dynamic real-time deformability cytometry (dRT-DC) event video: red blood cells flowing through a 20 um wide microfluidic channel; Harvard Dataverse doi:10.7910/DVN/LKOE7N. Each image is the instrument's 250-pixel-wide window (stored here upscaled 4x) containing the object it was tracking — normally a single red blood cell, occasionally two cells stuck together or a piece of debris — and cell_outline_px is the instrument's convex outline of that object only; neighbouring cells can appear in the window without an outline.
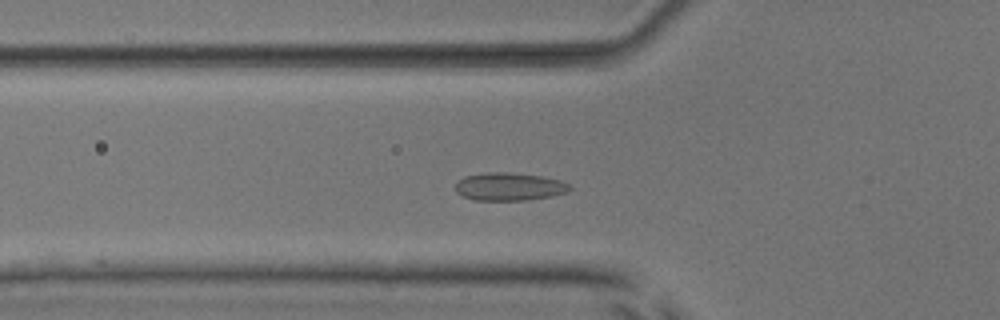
{"species": "common noctule bat (a hibernating species)", "species_latin": "Nyctalus noctula", "temperature_condition": "room temperature", "stored_images_in_passage": 38, "segment_of_instrument_passage": [1, 2], "camera_frame_rate_fps": 3000, "um_per_image_px": 0.085, "animal": {"sex": "male", "body_mass_g": 17.9, "forearm_length_mm": 54.2}, "frame": {"image": 1, "passage_image": 3, "time_ms": 0.667, "image_size_px": [1000, 320], "cell_outline_px": [[572, 188], [568, 192], [552, 196], [528, 200], [476, 200], [464, 196], [456, 192], [456, 184], [464, 176], [488, 172], [504, 172], [540, 176], [560, 180], [568, 184]], "centroid_in_image_um": [43.3, 15.87], "position_along_channel_um": 82.5, "area_um2": 18.44}}
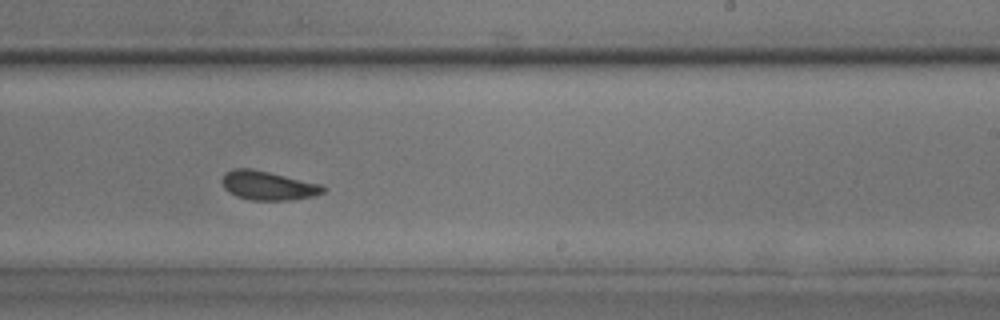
{"frame": {"image": 2, "passage_image": 17, "time_ms": 5.333, "image_size_px": [1000, 320], "cell_outline_px": [[328, 188], [324, 192], [316, 196], [292, 200], [252, 200], [236, 196], [228, 192], [224, 188], [220, 180], [224, 172], [232, 168], [252, 168], [324, 184]], "centroid_in_image_um": [22.81, 15.76], "position_along_channel_um": 266.2, "area_um2": 17.63}}
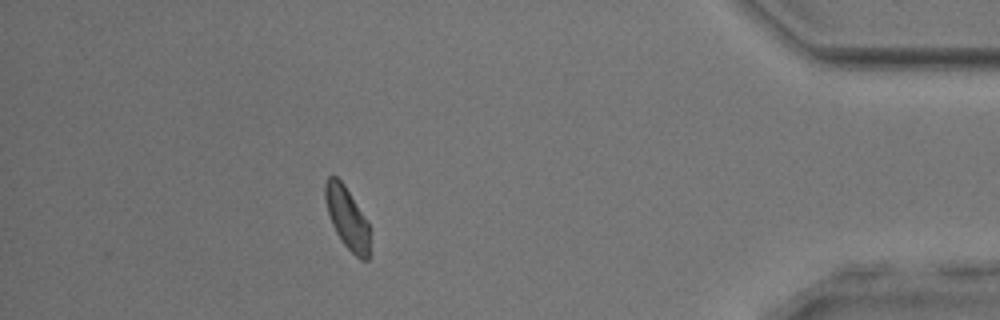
{"frame": {"image": 3, "passage_image": 31, "time_ms": 10.0, "image_size_px": [1000, 320], "cell_outline_px": [[368, 260], [360, 260], [344, 244], [336, 232], [332, 224], [324, 200], [324, 180], [328, 176], [336, 176], [344, 184], [368, 220]], "centroid_in_image_um": [29.47, 18.46], "position_along_channel_um": 405.7, "area_um2": 16.01}}